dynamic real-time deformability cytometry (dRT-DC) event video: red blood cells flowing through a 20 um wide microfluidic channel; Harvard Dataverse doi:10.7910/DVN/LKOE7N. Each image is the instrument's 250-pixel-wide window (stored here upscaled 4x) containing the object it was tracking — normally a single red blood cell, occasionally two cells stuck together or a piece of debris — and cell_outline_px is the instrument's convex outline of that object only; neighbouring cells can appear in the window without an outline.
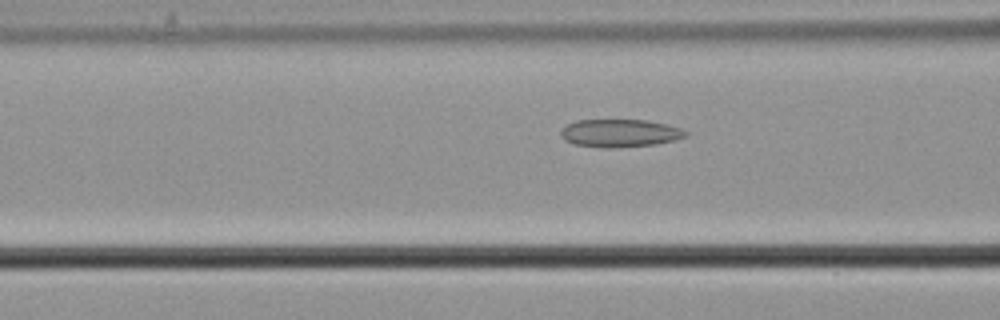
{"species": "common noctule bat (a hibernating species)", "species_latin": "Nyctalus noctula", "temperature_condition": "cold", "stored_images_in_passage": 56, "camera_frame_rate_fps": 3000, "um_per_image_px": 0.085, "animal": {"sex": "male", "body_mass_g": 21.5, "forearm_length_mm": 52.0}, "frame": {"image": 1, "passage_image": 22, "time_ms": 7.0, "image_size_px": [1000, 320], "cell_outline_px": [[688, 136], [656, 144], [616, 148], [604, 148], [572, 144], [564, 140], [560, 136], [560, 132], [568, 124], [576, 120], [648, 120], [668, 124], [680, 128], [688, 132]], "centroid_in_image_um": [52.68, 11.32], "position_along_channel_um": 113.9, "area_um2": 20.4}}
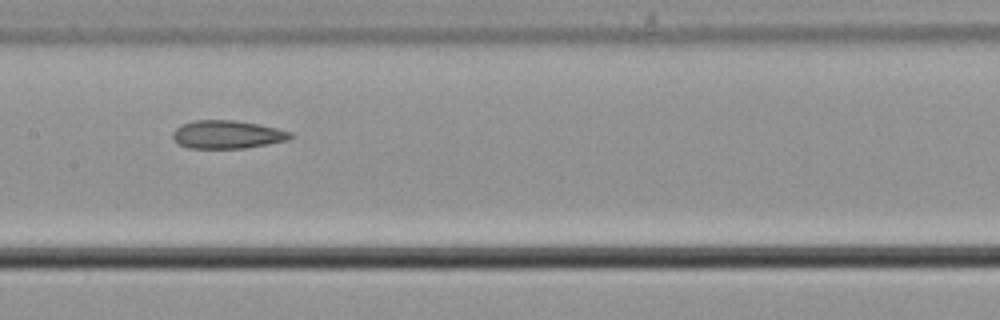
{"frame": {"image": 2, "passage_image": 28, "time_ms": 9.0, "image_size_px": [1000, 320], "cell_outline_px": [[296, 136], [288, 140], [268, 144], [244, 148], [188, 148], [180, 144], [172, 136], [172, 132], [176, 128], [192, 120], [236, 120], [276, 128], [292, 132]], "centroid_in_image_um": [19.35, 11.43], "position_along_channel_um": 188.1, "area_um2": 19.25}}
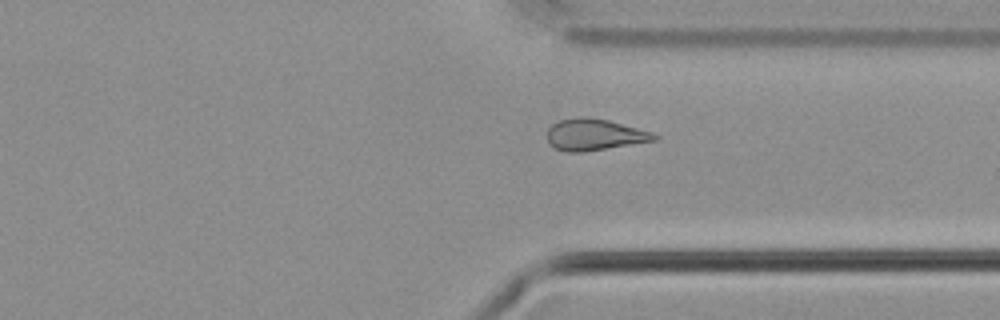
{"frame": {"image": 3, "passage_image": 42, "time_ms": 13.667, "image_size_px": [1000, 320], "cell_outline_px": [[660, 136], [656, 140], [584, 152], [564, 152], [556, 148], [548, 140], [548, 128], [552, 124], [560, 120], [576, 116], [584, 116], [608, 120], [652, 132]], "centroid_in_image_um": [50.53, 11.44], "position_along_channel_um": 360.9, "area_um2": 19.59}, "authors_computed_cell_mechanics": {"area_um2": 21.1837, "velocity_mm_per_s": 3.6962, "shape_relaxation_time_tau1_ms": null, "shape_relaxation_time_tau2_ms": 3.9767, "deformation_change_tau1": null, "deformation_change_tau2": 0.1273}}